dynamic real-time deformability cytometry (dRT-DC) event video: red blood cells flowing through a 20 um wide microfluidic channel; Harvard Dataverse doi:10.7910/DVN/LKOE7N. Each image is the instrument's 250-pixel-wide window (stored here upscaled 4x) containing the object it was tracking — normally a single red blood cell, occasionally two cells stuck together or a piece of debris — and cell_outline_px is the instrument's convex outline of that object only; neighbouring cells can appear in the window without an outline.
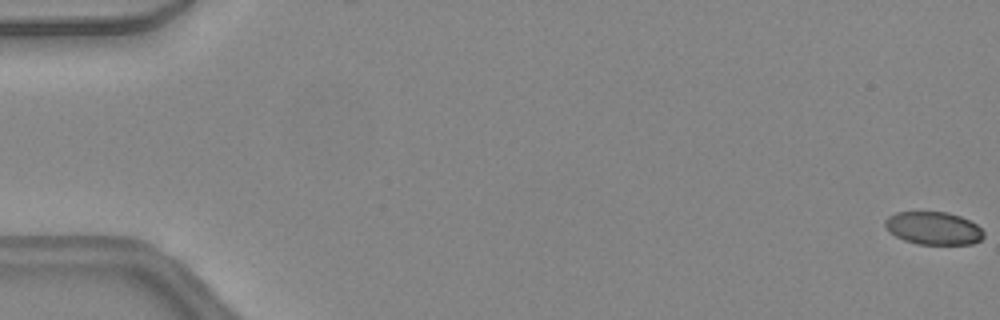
{"species": "common noctule bat (a hibernating species)", "species_latin": "Nyctalus noctula", "temperature_condition": "warm", "stored_images_in_passage": 48, "camera_frame_rate_fps": 3000, "um_per_image_px": 0.085, "animal": {"sex": "female", "body_mass_g": 24.6, "forearm_length_mm": 56.2}, "frame": {"image": 1, "passage_image": 1, "time_ms": 0.0, "image_size_px": [1000, 320], "cell_outline_px": [[984, 236], [980, 240], [972, 244], [916, 244], [904, 240], [896, 236], [884, 224], [884, 220], [888, 216], [896, 212], [948, 212], [960, 216], [976, 224], [984, 232]], "centroid_in_image_um": [79.35, 19.39], "position_along_channel_um": 5.6, "area_um2": 18.79}}
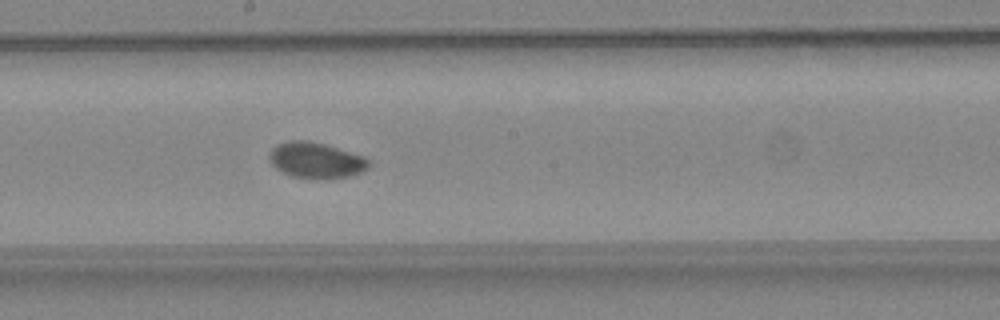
{"frame": {"image": 2, "passage_image": 27, "time_ms": 8.667, "image_size_px": [1000, 320], "cell_outline_px": [[372, 164], [368, 168], [360, 172], [348, 176], [324, 180], [292, 176], [276, 168], [272, 164], [268, 156], [272, 148], [276, 144], [288, 140], [308, 140], [324, 144], [364, 156]], "centroid_in_image_um": [26.85, 13.62], "position_along_channel_um": 221.3, "area_um2": 20.87}}
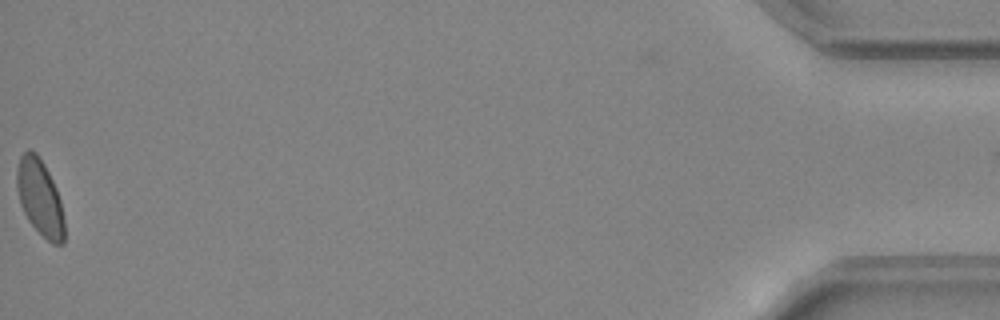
{"frame": {"image": 3, "passage_image": 48, "time_ms": 15.667, "image_size_px": [1000, 320], "cell_outline_px": [[64, 244], [52, 244], [28, 220], [20, 204], [16, 188], [16, 168], [20, 156], [28, 148], [32, 148], [36, 152], [44, 164], [56, 188], [60, 200], [64, 220]], "centroid_in_image_um": [3.37, 16.75], "position_along_channel_um": 431.8, "area_um2": 21.15}, "authors_computed_cell_mechanics": {"area_um2": 20.6635, "velocity_mm_per_s": 4.455, "shape_relaxation_time_tau1_ms": 7.1695, "shape_relaxation_time_tau2_ms": null, "deformation_change_tau1": 0.1189, "deformation_change_tau2": null}}